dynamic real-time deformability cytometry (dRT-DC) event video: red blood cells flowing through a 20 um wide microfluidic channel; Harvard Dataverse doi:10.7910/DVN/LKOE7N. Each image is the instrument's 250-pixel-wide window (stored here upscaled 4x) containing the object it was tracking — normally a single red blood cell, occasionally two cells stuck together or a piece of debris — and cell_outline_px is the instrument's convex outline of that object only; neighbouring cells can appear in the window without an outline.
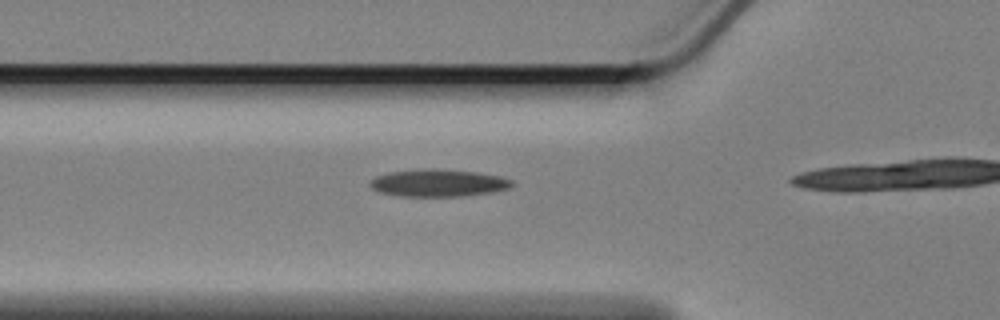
{"species": "Egyptian fruit bat (a non-hibernating species)", "species_latin": "Rousettus aegyptiacus", "temperature_condition": "cold", "stored_images_in_passage": 18, "camera_frame_rate_fps": 3000, "um_per_image_px": 0.085, "animal": {"sex": "female"}, "frame": {"image": 1, "passage_image": 14, "time_ms": 4.333, "image_size_px": [1000, 320], "cell_outline_px": [[512, 184], [508, 188], [492, 192], [460, 196], [400, 196], [380, 192], [372, 188], [368, 184], [376, 176], [388, 172], [428, 168], [436, 168], [476, 172], [500, 176], [512, 180]], "centroid_in_image_um": [37.23, 15.54], "position_along_channel_um": 88.6, "area_um2": 22.48}}
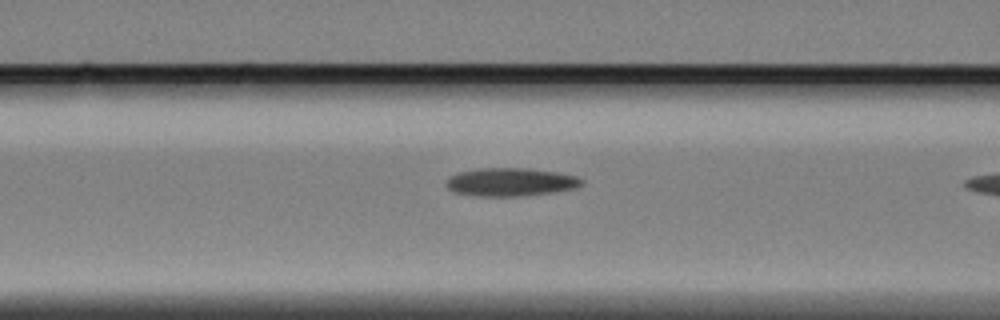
{"frame": {"image": 2, "passage_image": 17, "time_ms": 5.333, "image_size_px": [1000, 320], "cell_outline_px": [[584, 180], [580, 184], [572, 188], [552, 192], [524, 196], [472, 196], [452, 192], [448, 188], [448, 180], [452, 176], [460, 172], [480, 168], [528, 168], [556, 172], [576, 176]], "centroid_in_image_um": [43.38, 15.48], "position_along_channel_um": 123.2, "area_um2": 22.02}}